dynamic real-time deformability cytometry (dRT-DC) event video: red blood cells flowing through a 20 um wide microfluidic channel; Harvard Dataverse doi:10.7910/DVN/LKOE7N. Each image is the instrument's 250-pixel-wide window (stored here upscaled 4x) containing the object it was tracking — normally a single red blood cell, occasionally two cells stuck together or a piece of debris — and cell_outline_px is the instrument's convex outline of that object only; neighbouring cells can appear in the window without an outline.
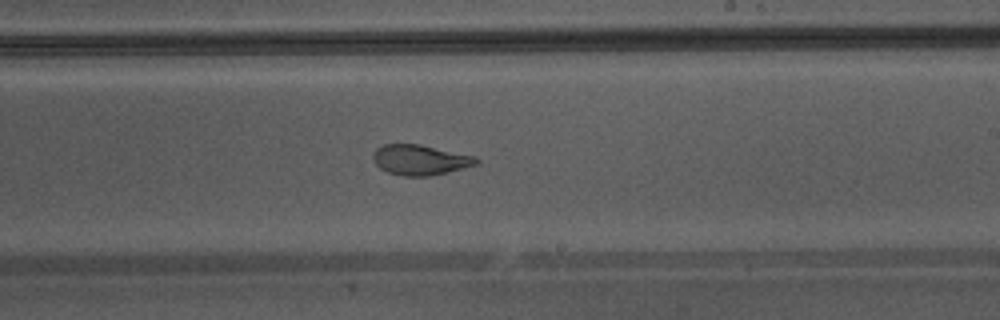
{"species": "Egyptian fruit bat (a non-hibernating species)", "species_latin": "Rousettus aegyptiacus", "temperature_condition": "warm", "stored_images_in_passage": 36, "camera_frame_rate_fps": 3000, "um_per_image_px": 0.085, "animal": {"sex": "male"}, "frame": {"image": 1, "passage_image": 26, "time_ms": 8.333, "image_size_px": [1000, 320], "cell_outline_px": [[480, 160], [476, 164], [432, 176], [404, 176], [388, 172], [380, 168], [376, 164], [372, 156], [376, 148], [384, 144], [420, 144], [476, 156]], "centroid_in_image_um": [35.71, 13.58], "position_along_channel_um": 253.3, "area_um2": 18.15}}